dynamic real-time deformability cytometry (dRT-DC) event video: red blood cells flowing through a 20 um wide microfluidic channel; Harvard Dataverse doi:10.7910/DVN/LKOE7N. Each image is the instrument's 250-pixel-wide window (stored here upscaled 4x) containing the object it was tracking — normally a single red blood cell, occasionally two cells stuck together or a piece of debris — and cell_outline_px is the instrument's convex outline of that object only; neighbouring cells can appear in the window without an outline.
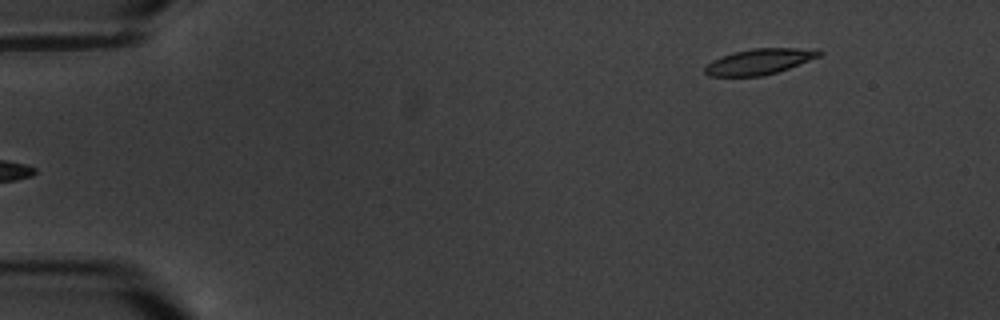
{"species": "common noctule bat (a hibernating species)", "species_latin": "Nyctalus noctula", "temperature_condition": "warm", "stored_images_in_passage": 7, "camera_frame_rate_fps": 3000, "um_per_image_px": 0.085, "animal": {"sex": "male", "body_mass_g": 20.1, "forearm_length_mm": 53.5}, "frame": {"image": 1, "passage_image": 7, "time_ms": 7.0, "image_size_px": [1000, 320], "cell_outline_px": [[824, 52], [820, 56], [788, 68], [776, 72], [760, 76], [708, 76], [704, 72], [704, 68], [712, 60], [732, 52], [752, 48], [820, 48]], "centroid_in_image_um": [64.57, 5.21], "position_along_channel_um": 20.4, "area_um2": 17.17}}